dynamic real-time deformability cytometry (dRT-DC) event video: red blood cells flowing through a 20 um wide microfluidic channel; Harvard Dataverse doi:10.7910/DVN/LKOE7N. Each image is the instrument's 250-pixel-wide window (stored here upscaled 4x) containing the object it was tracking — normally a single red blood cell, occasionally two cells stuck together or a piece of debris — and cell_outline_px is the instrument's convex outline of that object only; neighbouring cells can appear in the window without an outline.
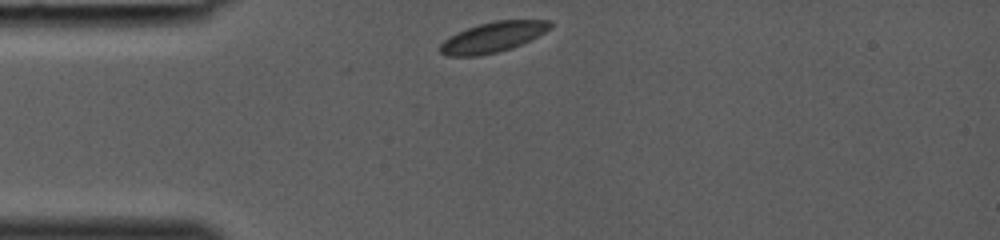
{"species": "common noctule bat (a hibernating species)", "species_latin": "Nyctalus noctula", "temperature_condition": "room temperature", "stored_images_in_passage": 5, "camera_frame_rate_fps": 3000, "um_per_image_px": 0.085, "animal": {"sex": "female", "body_mass_g": 19.0, "forearm_length_mm": 53.3}, "frame": {"image": 1, "passage_image": 1, "time_ms": 0.0, "image_size_px": [1000, 240], "cell_outline_px": [[552, 28], [512, 48], [480, 56], [448, 56], [440, 52], [436, 48], [444, 40], [456, 32], [480, 24], [496, 20], [552, 20]], "centroid_in_image_um": [41.86, 3.16], "position_along_channel_um": 43.1, "area_um2": 19.36}}
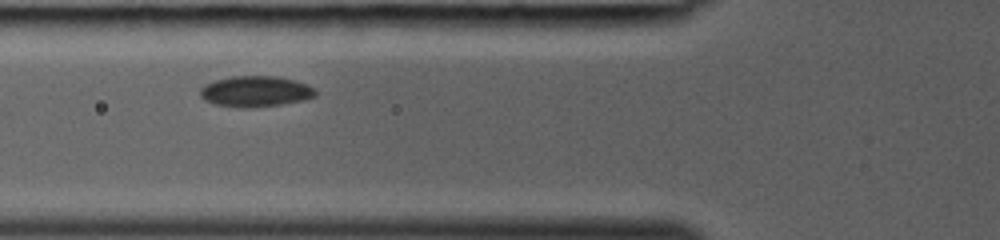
{"frame": {"image": 2, "passage_image": 4, "time_ms": 1.0, "image_size_px": [1000, 240], "cell_outline_px": [[316, 96], [304, 100], [280, 104], [248, 108], [236, 108], [216, 104], [204, 100], [200, 96], [200, 88], [204, 84], [216, 80], [232, 76], [276, 76], [296, 80], [312, 88], [316, 92]], "centroid_in_image_um": [21.68, 7.77], "position_along_channel_um": 104.1, "area_um2": 20.69}}
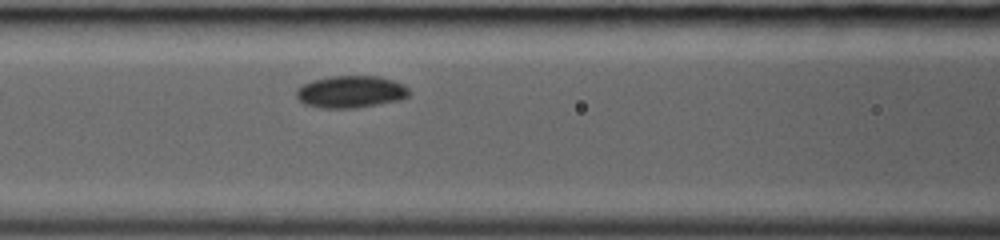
{"frame": {"image": 3, "passage_image": 5, "time_ms": 1.333, "image_size_px": [1000, 240], "cell_outline_px": [[408, 96], [400, 100], [356, 108], [320, 108], [304, 104], [296, 96], [296, 88], [312, 80], [328, 76], [380, 76], [404, 84], [408, 88]], "centroid_in_image_um": [29.8, 7.8], "position_along_channel_um": 136.8, "area_um2": 21.21}}